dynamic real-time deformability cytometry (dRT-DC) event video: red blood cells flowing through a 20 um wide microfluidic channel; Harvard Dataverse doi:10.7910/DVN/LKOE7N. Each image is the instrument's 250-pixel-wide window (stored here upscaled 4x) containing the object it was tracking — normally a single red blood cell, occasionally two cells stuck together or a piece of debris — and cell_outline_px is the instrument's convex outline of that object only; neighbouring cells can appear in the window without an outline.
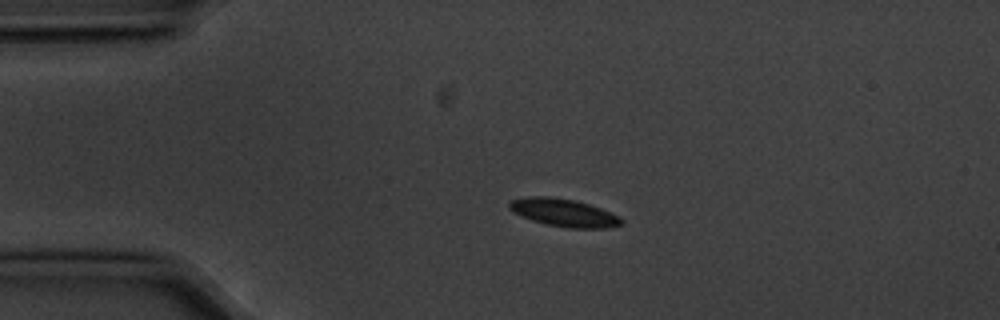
{"species": "common noctule bat (a hibernating species)", "species_latin": "Nyctalus noctula", "temperature_condition": "cold", "stored_images_in_passage": 2, "camera_frame_rate_fps": 3000, "um_per_image_px": 0.085, "animal": {"sex": "male", "body_mass_g": 20.1, "forearm_length_mm": 53.5}, "frame": {"image": 1, "passage_image": 1, "time_ms": 0.0, "image_size_px": [1000, 320], "cell_outline_px": [[624, 224], [604, 228], [568, 228], [548, 224], [532, 220], [520, 216], [512, 212], [508, 208], [508, 204], [512, 200], [528, 196], [548, 196], [576, 200], [600, 208], [620, 216], [624, 220]], "centroid_in_image_um": [47.92, 18.07], "position_along_channel_um": 37.1, "area_um2": 18.21}}